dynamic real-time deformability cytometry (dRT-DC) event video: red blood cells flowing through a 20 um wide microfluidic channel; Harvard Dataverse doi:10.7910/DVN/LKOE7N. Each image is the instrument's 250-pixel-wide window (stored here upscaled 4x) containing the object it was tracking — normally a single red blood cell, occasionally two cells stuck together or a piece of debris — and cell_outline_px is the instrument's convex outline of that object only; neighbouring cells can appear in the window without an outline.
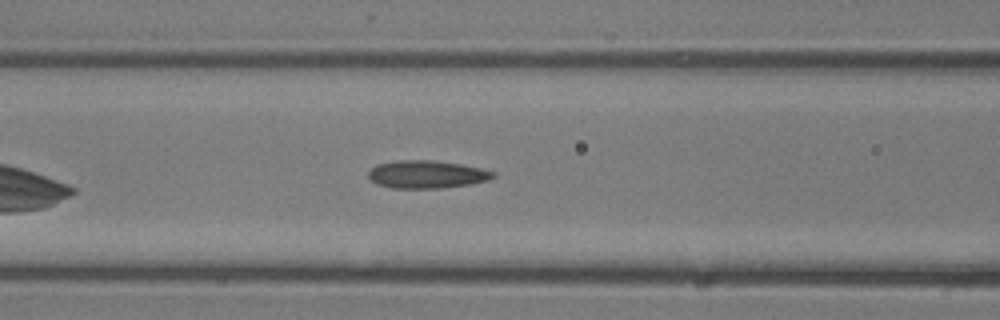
{"species": "common noctule bat (a hibernating species)", "species_latin": "Nyctalus noctula", "temperature_condition": "room temperature", "stored_images_in_passage": 6, "camera_frame_rate_fps": 3000, "um_per_image_px": 0.085, "animal": {"sex": "male", "body_mass_g": 13.3}, "frame": {"image": 1, "passage_image": 5, "time_ms": 1.333, "image_size_px": [1000, 320], "cell_outline_px": [[496, 176], [488, 180], [472, 184], [440, 188], [392, 188], [376, 184], [368, 176], [368, 172], [376, 164], [396, 160], [432, 160], [460, 164], [480, 168], [496, 172]], "centroid_in_image_um": [36.27, 14.82], "position_along_channel_um": 130.3, "area_um2": 20.29}}